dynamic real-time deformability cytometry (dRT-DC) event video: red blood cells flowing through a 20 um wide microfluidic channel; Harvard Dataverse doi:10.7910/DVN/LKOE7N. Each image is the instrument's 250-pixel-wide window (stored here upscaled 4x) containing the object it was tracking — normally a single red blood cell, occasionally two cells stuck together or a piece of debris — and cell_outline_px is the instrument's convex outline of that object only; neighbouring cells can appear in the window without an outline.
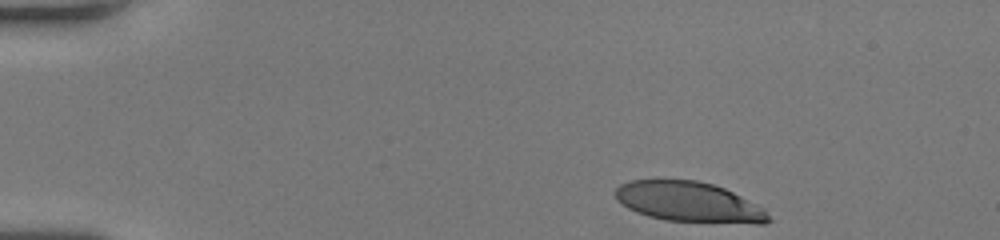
{"species": "human", "species_latin": "Homo sapiens", "temperature_condition": "room temperature", "stored_images_in_passage": 40, "camera_frame_rate_fps": 3000, "um_per_image_px": 0.085, "donor": {"sex": "female"}, "frame": {"image": 1, "passage_image": 1, "time_ms": 0.0, "image_size_px": [1000, 240], "cell_outline_px": [[772, 220], [764, 224], [756, 224], [668, 220], [648, 216], [636, 212], [628, 208], [616, 200], [612, 192], [620, 184], [628, 180], [656, 176], [696, 180], [712, 184], [724, 188], [764, 208]], "centroid_in_image_um": [58.47, 17.11], "position_along_channel_um": 26.5, "area_um2": 36.88}}
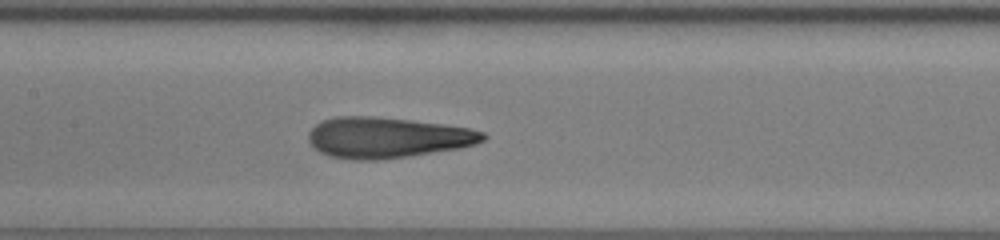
{"frame": {"image": 2, "passage_image": 20, "time_ms": 6.333, "image_size_px": [1000, 240], "cell_outline_px": [[488, 136], [484, 140], [476, 144], [460, 148], [408, 156], [376, 160], [352, 160], [328, 156], [312, 148], [308, 140], [308, 132], [320, 120], [336, 116], [372, 116], [408, 120], [440, 124], [468, 128], [484, 132]], "centroid_in_image_um": [32.86, 11.7], "position_along_channel_um": 174.5, "area_um2": 41.56}}
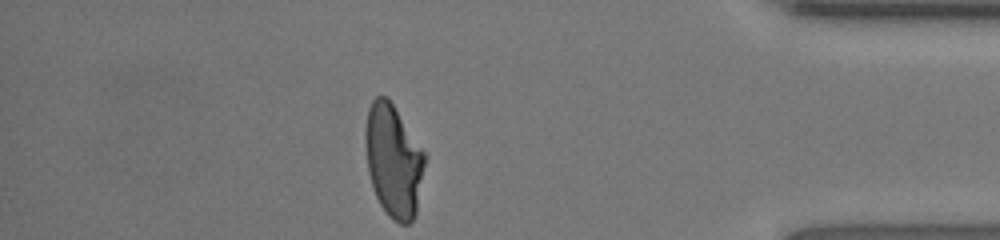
{"frame": {"image": 3, "passage_image": 40, "time_ms": 13.0, "image_size_px": [1000, 240], "cell_outline_px": [[428, 156], [416, 212], [412, 220], [408, 224], [400, 224], [392, 220], [388, 216], [380, 204], [376, 196], [368, 172], [364, 144], [364, 128], [368, 108], [372, 100], [376, 96], [384, 96], [392, 104]], "centroid_in_image_um": [33.45, 13.67], "position_along_channel_um": 401.8, "area_um2": 39.42}, "authors_computed_cell_mechanics": {"area_um2": 40.0554, "velocity_mm_per_s": 3.8918, "shape_relaxation_time_tau1_ms": 6.3966, "shape_relaxation_time_tau2_ms": 1.1862, "deformation_change_tau1": 0.2813, "deformation_change_tau2": 0.1076}}